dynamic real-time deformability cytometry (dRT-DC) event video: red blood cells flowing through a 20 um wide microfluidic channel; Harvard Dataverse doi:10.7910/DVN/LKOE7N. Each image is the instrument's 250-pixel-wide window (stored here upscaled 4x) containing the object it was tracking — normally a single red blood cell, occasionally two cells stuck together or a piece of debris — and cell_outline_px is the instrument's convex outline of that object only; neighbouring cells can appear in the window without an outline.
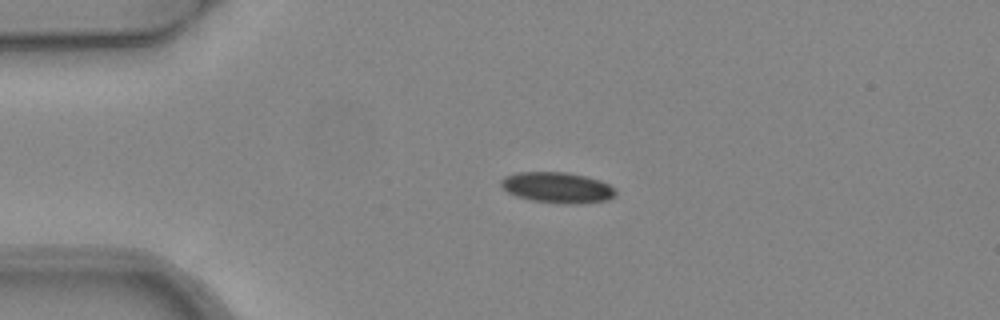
{"species": "common noctule bat (a hibernating species)", "species_latin": "Nyctalus noctula", "temperature_condition": "warm", "stored_images_in_passage": 2, "camera_frame_rate_fps": 3000, "um_per_image_px": 0.085, "animal": {"sex": "female", "body_mass_g": 24.6, "forearm_length_mm": 56.2}, "frame": {"image": 1, "passage_image": 1, "time_ms": 0.0, "image_size_px": [1000, 320], "cell_outline_px": [[616, 192], [608, 200], [572, 204], [532, 200], [516, 196], [508, 192], [500, 184], [500, 180], [504, 176], [520, 172], [564, 172], [584, 176], [600, 180], [616, 188]], "centroid_in_image_um": [47.36, 15.93], "position_along_channel_um": 37.6, "area_um2": 20.29}}